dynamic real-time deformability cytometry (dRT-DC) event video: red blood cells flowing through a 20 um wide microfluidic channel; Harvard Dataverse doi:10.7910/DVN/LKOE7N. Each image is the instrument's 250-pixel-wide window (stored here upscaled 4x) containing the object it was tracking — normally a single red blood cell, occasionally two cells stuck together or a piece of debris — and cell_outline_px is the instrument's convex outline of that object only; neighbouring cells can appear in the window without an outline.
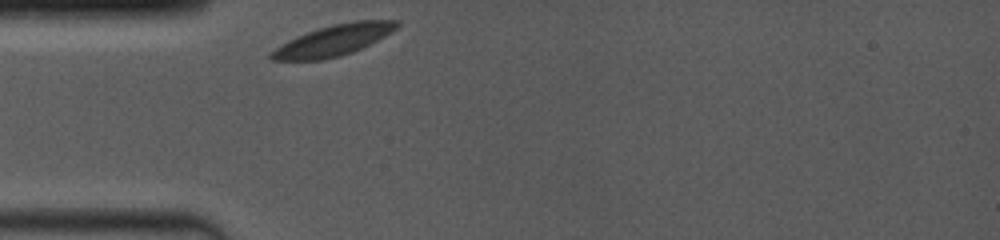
{"species": "common noctule bat (a hibernating species)", "species_latin": "Nyctalus noctula", "temperature_condition": "room temperature", "stored_images_in_passage": 1, "camera_frame_rate_fps": 4000, "um_per_image_px": 0.085, "animal": {"sex": "female", "body_mass_g": 19.0, "forearm_length_mm": 53.3}, "frame": {"image": 1, "passage_image": 1, "time_ms": 0.0, "image_size_px": [1000, 240], "cell_outline_px": [[400, 24], [392, 32], [352, 52], [340, 56], [320, 60], [268, 60], [268, 52], [280, 44], [296, 36], [320, 28], [352, 20], [400, 20]], "centroid_in_image_um": [28.3, 3.43], "position_along_channel_um": 56.7, "area_um2": 22.54}}